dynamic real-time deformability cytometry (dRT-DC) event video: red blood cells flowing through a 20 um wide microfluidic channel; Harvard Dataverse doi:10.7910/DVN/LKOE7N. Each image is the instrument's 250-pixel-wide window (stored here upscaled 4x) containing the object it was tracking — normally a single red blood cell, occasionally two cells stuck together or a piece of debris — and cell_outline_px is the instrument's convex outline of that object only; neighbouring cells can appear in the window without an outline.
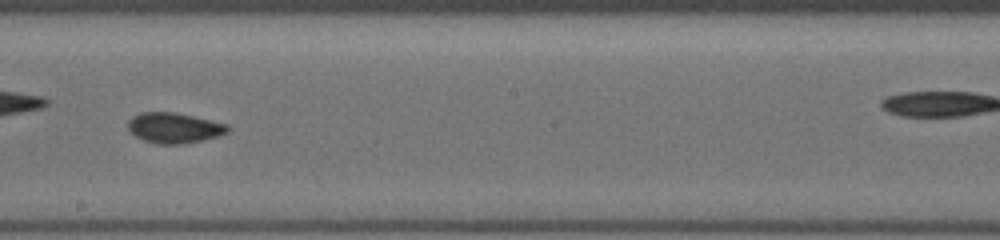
{"species": "common noctule bat (a hibernating species)", "species_latin": "Nyctalus noctula", "temperature_condition": "cold", "stored_images_in_passage": 51, "camera_frame_rate_fps": 3000, "um_per_image_px": 0.085, "animal": {"sex": "female", "body_mass_g": 19.5, "forearm_length_mm": 54.1}, "frame": {"image": 1, "passage_image": 30, "time_ms": 9.667, "image_size_px": [1000, 240], "cell_outline_px": [[228, 132], [216, 136], [200, 140], [180, 144], [156, 144], [144, 140], [136, 136], [128, 128], [128, 120], [132, 116], [140, 112], [176, 112], [228, 124]], "centroid_in_image_um": [14.77, 10.85], "position_along_channel_um": 233.4, "area_um2": 17.51}}